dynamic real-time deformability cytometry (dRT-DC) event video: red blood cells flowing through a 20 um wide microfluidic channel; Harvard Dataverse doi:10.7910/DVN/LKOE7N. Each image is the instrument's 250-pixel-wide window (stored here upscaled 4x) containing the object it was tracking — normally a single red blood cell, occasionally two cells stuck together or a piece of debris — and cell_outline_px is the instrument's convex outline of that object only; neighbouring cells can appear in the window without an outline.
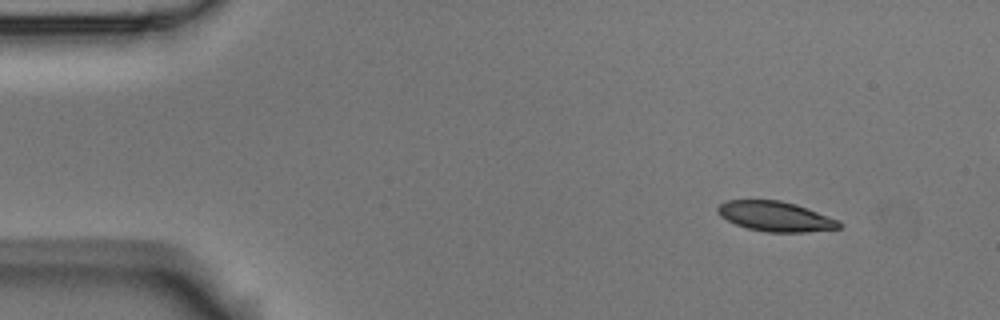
{"species": "Egyptian fruit bat (a non-hibernating species)", "species_latin": "Rousettus aegyptiacus", "temperature_condition": "room temperature", "stored_images_in_passage": 4, "camera_frame_rate_fps": 3000, "um_per_image_px": 0.085, "animal": {"sex": "male"}, "frame": {"image": 1, "passage_image": 1, "time_ms": 0.0, "image_size_px": [1000, 320], "cell_outline_px": [[840, 228], [808, 232], [768, 232], [748, 228], [736, 224], [720, 216], [716, 212], [716, 208], [724, 200], [780, 200], [796, 204], [840, 220]], "centroid_in_image_um": [65.9, 18.39], "position_along_channel_um": 19.1, "area_um2": 21.21}}